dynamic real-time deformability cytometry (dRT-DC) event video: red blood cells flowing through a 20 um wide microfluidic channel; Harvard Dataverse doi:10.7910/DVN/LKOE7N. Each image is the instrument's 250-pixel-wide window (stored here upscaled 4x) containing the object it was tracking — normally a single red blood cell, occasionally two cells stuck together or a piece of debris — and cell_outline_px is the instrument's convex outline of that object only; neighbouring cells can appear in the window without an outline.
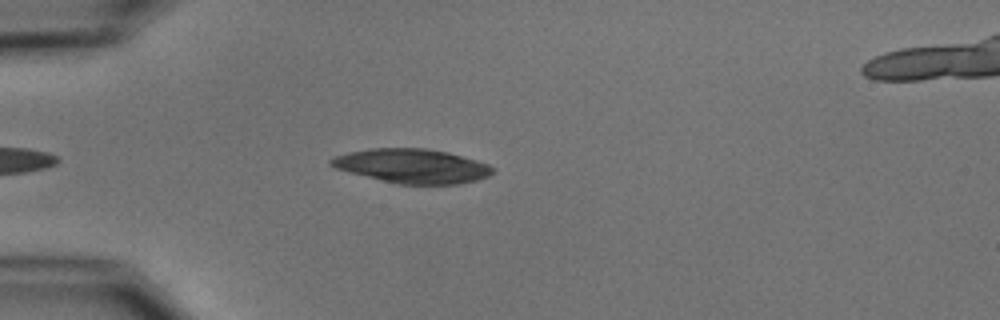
{"species": "common noctule bat (a hibernating species)", "species_latin": "Nyctalus noctula", "temperature_condition": "cold", "stored_images_in_passage": 5, "camera_frame_rate_fps": 3000, "um_per_image_px": 0.085, "animal": {"sex": "male", "body_mass_g": 15.6}, "frame": {"image": 1, "passage_image": 5, "time_ms": 4.667, "image_size_px": [1000, 320], "cell_outline_px": [[496, 168], [488, 176], [476, 180], [460, 184], [396, 184], [336, 168], [328, 164], [328, 160], [336, 156], [348, 152], [372, 148], [428, 148], [448, 152], [476, 160], [488, 164]], "centroid_in_image_um": [35.05, 14.1], "position_along_channel_um": 49.9, "area_um2": 32.14}}